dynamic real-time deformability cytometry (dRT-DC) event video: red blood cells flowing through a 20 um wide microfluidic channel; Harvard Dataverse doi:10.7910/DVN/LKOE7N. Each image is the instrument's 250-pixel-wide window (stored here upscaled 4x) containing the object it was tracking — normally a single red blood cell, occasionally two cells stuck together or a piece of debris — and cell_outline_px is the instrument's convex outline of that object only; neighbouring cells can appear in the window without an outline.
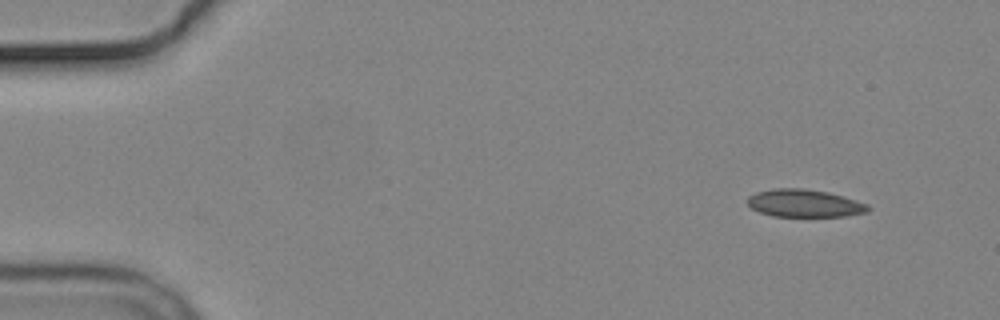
{"species": "common noctule bat (a hibernating species)", "species_latin": "Nyctalus noctula", "temperature_condition": "cold", "stored_images_in_passage": 6, "camera_frame_rate_fps": 3000, "um_per_image_px": 0.085, "animal": {"sex": "male", "body_mass_g": 19.2, "forearm_length_mm": 51.8}, "frame": {"image": 1, "passage_image": 1, "time_ms": 0.0, "image_size_px": [1000, 320], "cell_outline_px": [[872, 208], [868, 212], [844, 216], [772, 216], [760, 212], [752, 208], [748, 204], [748, 196], [756, 192], [772, 188], [804, 188], [828, 192], [856, 200], [868, 204]], "centroid_in_image_um": [68.39, 17.27], "position_along_channel_um": 16.6, "area_um2": 19.48}}
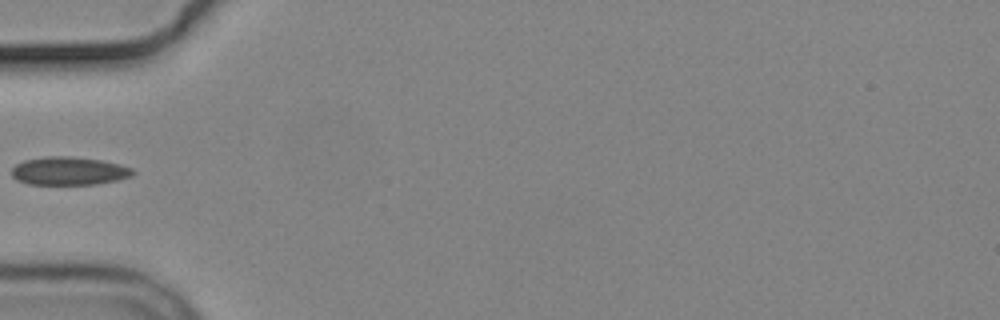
{"frame": {"image": 2, "passage_image": 4, "time_ms": 4.667, "image_size_px": [1000, 320], "cell_outline_px": [[136, 172], [132, 176], [116, 180], [96, 184], [28, 184], [16, 180], [12, 176], [12, 168], [16, 164], [24, 160], [44, 156], [68, 156], [100, 160], [120, 164], [132, 168]], "centroid_in_image_um": [5.85, 14.53], "position_along_channel_um": 79.2, "area_um2": 19.94}}
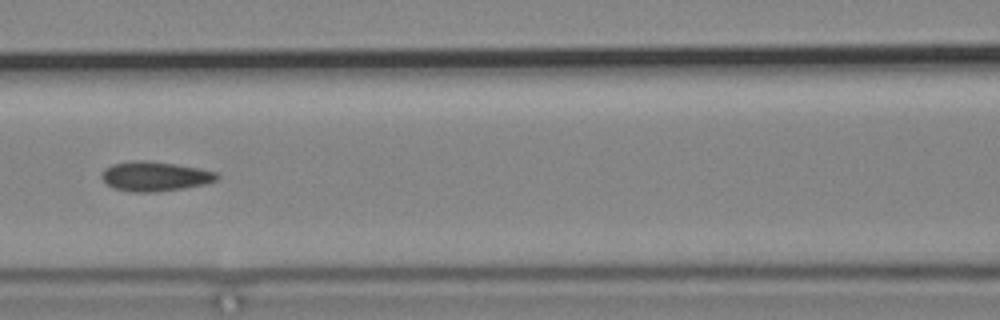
{"frame": {"image": 3, "passage_image": 6, "time_ms": 6.667, "image_size_px": [1000, 320], "cell_outline_px": [[220, 176], [216, 180], [204, 184], [184, 188], [156, 192], [132, 192], [112, 188], [100, 176], [104, 168], [112, 164], [132, 160], [144, 160], [176, 164], [200, 168], [216, 172]], "centroid_in_image_um": [13.15, 14.98], "position_along_channel_um": 153.5, "area_um2": 20.0}}